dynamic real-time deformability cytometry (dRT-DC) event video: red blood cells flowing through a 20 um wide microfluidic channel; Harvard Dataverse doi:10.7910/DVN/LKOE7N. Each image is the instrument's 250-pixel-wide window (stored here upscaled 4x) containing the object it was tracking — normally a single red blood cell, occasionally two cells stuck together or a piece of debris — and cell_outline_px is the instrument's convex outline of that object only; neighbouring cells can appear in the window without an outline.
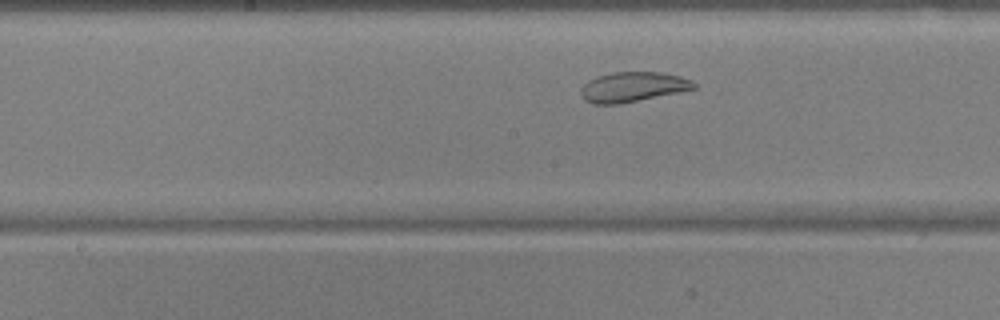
{"species": "common noctule bat (a hibernating species)", "species_latin": "Nyctalus noctula", "temperature_condition": "warm", "stored_images_in_passage": 33, "camera_frame_rate_fps": 3000, "um_per_image_px": 0.085, "animal": {"sex": "male", "body_mass_g": 17.9, "forearm_length_mm": 54.2}, "frame": {"image": 1, "passage_image": 15, "time_ms": 4.667, "image_size_px": [1000, 320], "cell_outline_px": [[696, 88], [620, 104], [592, 104], [584, 100], [580, 92], [580, 88], [588, 80], [596, 76], [612, 72], [660, 72], [680, 76], [692, 80], [696, 84]], "centroid_in_image_um": [53.74, 7.38], "position_along_channel_um": 194.5, "area_um2": 19.71}}
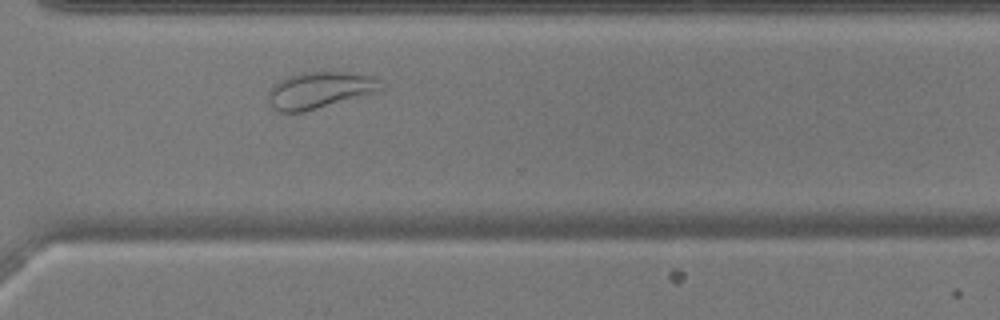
{"frame": {"image": 2, "passage_image": 27, "time_ms": 8.667, "image_size_px": [1000, 320], "cell_outline_px": [[388, 88], [376, 92], [304, 112], [280, 112], [268, 100], [268, 92], [272, 84], [288, 76], [300, 72], [348, 72], [376, 76]], "centroid_in_image_um": [27.23, 7.64], "position_along_channel_um": 343.4, "area_um2": 24.22}}
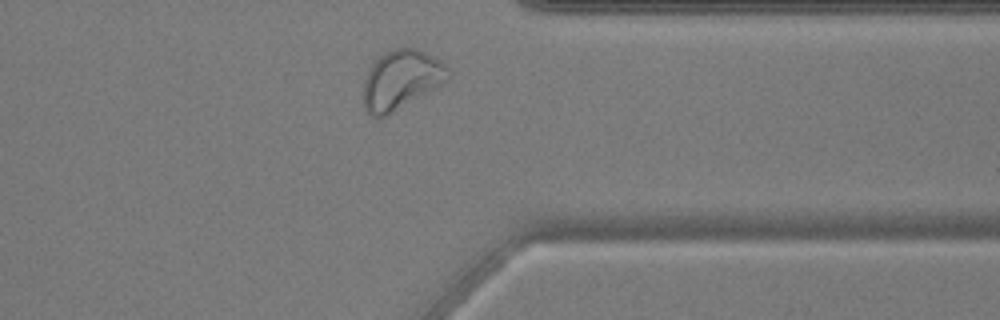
{"frame": {"image": 3, "passage_image": 30, "time_ms": 9.667, "image_size_px": [1000, 320], "cell_outline_px": [[452, 76], [448, 80], [436, 88], [384, 116], [372, 116], [364, 108], [364, 80], [372, 64], [384, 52], [396, 48], [416, 48], [440, 60], [452, 72]], "centroid_in_image_um": [34.13, 6.75], "position_along_channel_um": 377.3, "area_um2": 28.84}, "authors_computed_cell_mechanics": {"area_um2": 21.386, "velocity_mm_per_s": 3.7339, "shape_relaxation_time_tau1_ms": null, "shape_relaxation_time_tau2_ms": 1.4418, "deformation_change_tau1": null, "deformation_change_tau2": 0.0685}}